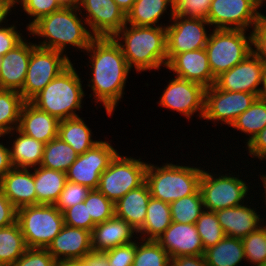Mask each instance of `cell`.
I'll list each match as a JSON object with an SVG mask.
<instances>
[{"label":"cell","instance_id":"b9f144b4","mask_svg":"<svg viewBox=\"0 0 266 266\" xmlns=\"http://www.w3.org/2000/svg\"><path fill=\"white\" fill-rule=\"evenodd\" d=\"M17 5H21L23 11L32 17L26 26L28 28L36 22L39 18L58 11L65 6L62 0H20Z\"/></svg>","mask_w":266,"mask_h":266},{"label":"cell","instance_id":"2e32d148","mask_svg":"<svg viewBox=\"0 0 266 266\" xmlns=\"http://www.w3.org/2000/svg\"><path fill=\"white\" fill-rule=\"evenodd\" d=\"M77 6L82 15L87 12L84 19L95 37H113L126 24V14L114 0H79Z\"/></svg>","mask_w":266,"mask_h":266},{"label":"cell","instance_id":"60d3db41","mask_svg":"<svg viewBox=\"0 0 266 266\" xmlns=\"http://www.w3.org/2000/svg\"><path fill=\"white\" fill-rule=\"evenodd\" d=\"M84 202L88 204L89 215L94 225L115 216V203L107 199L98 189H92Z\"/></svg>","mask_w":266,"mask_h":266},{"label":"cell","instance_id":"3957f363","mask_svg":"<svg viewBox=\"0 0 266 266\" xmlns=\"http://www.w3.org/2000/svg\"><path fill=\"white\" fill-rule=\"evenodd\" d=\"M113 39L121 47L130 69L142 73L166 67V27L125 24Z\"/></svg>","mask_w":266,"mask_h":266},{"label":"cell","instance_id":"1f68e13d","mask_svg":"<svg viewBox=\"0 0 266 266\" xmlns=\"http://www.w3.org/2000/svg\"><path fill=\"white\" fill-rule=\"evenodd\" d=\"M204 257L207 266H238L246 261L242 240L229 236L205 249Z\"/></svg>","mask_w":266,"mask_h":266},{"label":"cell","instance_id":"d4e9b609","mask_svg":"<svg viewBox=\"0 0 266 266\" xmlns=\"http://www.w3.org/2000/svg\"><path fill=\"white\" fill-rule=\"evenodd\" d=\"M137 231L125 220L116 216L94 226L91 232L94 252H105L138 239ZM135 237V238H134Z\"/></svg>","mask_w":266,"mask_h":266},{"label":"cell","instance_id":"ffe728a7","mask_svg":"<svg viewBox=\"0 0 266 266\" xmlns=\"http://www.w3.org/2000/svg\"><path fill=\"white\" fill-rule=\"evenodd\" d=\"M36 43L24 39L1 57L0 89L20 91L24 85L32 50Z\"/></svg>","mask_w":266,"mask_h":266},{"label":"cell","instance_id":"4dcf8cb0","mask_svg":"<svg viewBox=\"0 0 266 266\" xmlns=\"http://www.w3.org/2000/svg\"><path fill=\"white\" fill-rule=\"evenodd\" d=\"M171 223L170 204L151 196L147 206L145 222L137 231V236L140 233L141 239L156 241Z\"/></svg>","mask_w":266,"mask_h":266},{"label":"cell","instance_id":"be15d7a7","mask_svg":"<svg viewBox=\"0 0 266 266\" xmlns=\"http://www.w3.org/2000/svg\"><path fill=\"white\" fill-rule=\"evenodd\" d=\"M254 2H256L260 7H262L263 3L265 6L266 0H253Z\"/></svg>","mask_w":266,"mask_h":266},{"label":"cell","instance_id":"ab89813d","mask_svg":"<svg viewBox=\"0 0 266 266\" xmlns=\"http://www.w3.org/2000/svg\"><path fill=\"white\" fill-rule=\"evenodd\" d=\"M195 225L204 249L216 245L225 237L217 215L213 211L204 210Z\"/></svg>","mask_w":266,"mask_h":266},{"label":"cell","instance_id":"74e56055","mask_svg":"<svg viewBox=\"0 0 266 266\" xmlns=\"http://www.w3.org/2000/svg\"><path fill=\"white\" fill-rule=\"evenodd\" d=\"M170 260L168 253L157 241L143 240L138 236L133 266H170Z\"/></svg>","mask_w":266,"mask_h":266},{"label":"cell","instance_id":"8fae6325","mask_svg":"<svg viewBox=\"0 0 266 266\" xmlns=\"http://www.w3.org/2000/svg\"><path fill=\"white\" fill-rule=\"evenodd\" d=\"M259 8L253 0H212L206 20L213 29L249 31L263 14Z\"/></svg>","mask_w":266,"mask_h":266},{"label":"cell","instance_id":"4316f807","mask_svg":"<svg viewBox=\"0 0 266 266\" xmlns=\"http://www.w3.org/2000/svg\"><path fill=\"white\" fill-rule=\"evenodd\" d=\"M8 134V137L15 138L9 147L13 167L32 169L41 165L45 146L43 142L23 134L17 128Z\"/></svg>","mask_w":266,"mask_h":266},{"label":"cell","instance_id":"9a60e30c","mask_svg":"<svg viewBox=\"0 0 266 266\" xmlns=\"http://www.w3.org/2000/svg\"><path fill=\"white\" fill-rule=\"evenodd\" d=\"M205 90L199 83L175 77L169 80L157 103L183 114L189 120L196 113L201 119L204 115Z\"/></svg>","mask_w":266,"mask_h":266},{"label":"cell","instance_id":"6f0895ef","mask_svg":"<svg viewBox=\"0 0 266 266\" xmlns=\"http://www.w3.org/2000/svg\"><path fill=\"white\" fill-rule=\"evenodd\" d=\"M114 1L124 11L126 15L132 9L133 4L135 2V0H114Z\"/></svg>","mask_w":266,"mask_h":266},{"label":"cell","instance_id":"bcb514c9","mask_svg":"<svg viewBox=\"0 0 266 266\" xmlns=\"http://www.w3.org/2000/svg\"><path fill=\"white\" fill-rule=\"evenodd\" d=\"M109 266H133L136 253V240L103 252Z\"/></svg>","mask_w":266,"mask_h":266},{"label":"cell","instance_id":"83f0119b","mask_svg":"<svg viewBox=\"0 0 266 266\" xmlns=\"http://www.w3.org/2000/svg\"><path fill=\"white\" fill-rule=\"evenodd\" d=\"M174 0H135L132 9L126 15V24L133 26L166 27L167 23L159 24L162 16L170 7V20L174 16ZM165 12V13H164ZM158 23V24H157Z\"/></svg>","mask_w":266,"mask_h":266},{"label":"cell","instance_id":"816d5d0a","mask_svg":"<svg viewBox=\"0 0 266 266\" xmlns=\"http://www.w3.org/2000/svg\"><path fill=\"white\" fill-rule=\"evenodd\" d=\"M245 145H247L248 156L258 158L260 161L266 160V127Z\"/></svg>","mask_w":266,"mask_h":266},{"label":"cell","instance_id":"f546056e","mask_svg":"<svg viewBox=\"0 0 266 266\" xmlns=\"http://www.w3.org/2000/svg\"><path fill=\"white\" fill-rule=\"evenodd\" d=\"M34 169L37 204H55L67 180L66 173L38 166Z\"/></svg>","mask_w":266,"mask_h":266},{"label":"cell","instance_id":"6da1fadb","mask_svg":"<svg viewBox=\"0 0 266 266\" xmlns=\"http://www.w3.org/2000/svg\"><path fill=\"white\" fill-rule=\"evenodd\" d=\"M85 53L89 56L88 67L91 66L89 69L92 75L87 86L91 88L93 95L90 93L89 97L93 96L96 106L101 102L110 117L119 100L124 97L131 69L113 37H95Z\"/></svg>","mask_w":266,"mask_h":266},{"label":"cell","instance_id":"11a10c76","mask_svg":"<svg viewBox=\"0 0 266 266\" xmlns=\"http://www.w3.org/2000/svg\"><path fill=\"white\" fill-rule=\"evenodd\" d=\"M82 266H109V264L103 252L92 251L84 256Z\"/></svg>","mask_w":266,"mask_h":266},{"label":"cell","instance_id":"e575fe53","mask_svg":"<svg viewBox=\"0 0 266 266\" xmlns=\"http://www.w3.org/2000/svg\"><path fill=\"white\" fill-rule=\"evenodd\" d=\"M24 103L18 91L0 89V134L8 135L9 132L18 128Z\"/></svg>","mask_w":266,"mask_h":266},{"label":"cell","instance_id":"9f6ffc18","mask_svg":"<svg viewBox=\"0 0 266 266\" xmlns=\"http://www.w3.org/2000/svg\"><path fill=\"white\" fill-rule=\"evenodd\" d=\"M14 7L12 0H0V27L8 22L7 17L10 16V12ZM4 23V24H2Z\"/></svg>","mask_w":266,"mask_h":266},{"label":"cell","instance_id":"7c38bea8","mask_svg":"<svg viewBox=\"0 0 266 266\" xmlns=\"http://www.w3.org/2000/svg\"><path fill=\"white\" fill-rule=\"evenodd\" d=\"M171 22V24H170ZM166 25L167 62L176 54L205 48L211 27L206 19L175 15Z\"/></svg>","mask_w":266,"mask_h":266},{"label":"cell","instance_id":"d6986e66","mask_svg":"<svg viewBox=\"0 0 266 266\" xmlns=\"http://www.w3.org/2000/svg\"><path fill=\"white\" fill-rule=\"evenodd\" d=\"M175 77L196 82L205 88L214 85L213 76L205 48L174 55L166 65Z\"/></svg>","mask_w":266,"mask_h":266},{"label":"cell","instance_id":"7402d4cb","mask_svg":"<svg viewBox=\"0 0 266 266\" xmlns=\"http://www.w3.org/2000/svg\"><path fill=\"white\" fill-rule=\"evenodd\" d=\"M247 204L248 202L215 212L225 236L242 239L264 225L265 219L261 218V214H258L254 206L252 208Z\"/></svg>","mask_w":266,"mask_h":266},{"label":"cell","instance_id":"5b68a950","mask_svg":"<svg viewBox=\"0 0 266 266\" xmlns=\"http://www.w3.org/2000/svg\"><path fill=\"white\" fill-rule=\"evenodd\" d=\"M203 168L163 163L162 166L148 162L145 182L153 198L171 203L192 195L199 189Z\"/></svg>","mask_w":266,"mask_h":266},{"label":"cell","instance_id":"ee69618b","mask_svg":"<svg viewBox=\"0 0 266 266\" xmlns=\"http://www.w3.org/2000/svg\"><path fill=\"white\" fill-rule=\"evenodd\" d=\"M212 0H174L173 13L182 17L207 19Z\"/></svg>","mask_w":266,"mask_h":266},{"label":"cell","instance_id":"8d00e7d4","mask_svg":"<svg viewBox=\"0 0 266 266\" xmlns=\"http://www.w3.org/2000/svg\"><path fill=\"white\" fill-rule=\"evenodd\" d=\"M170 209L172 222L195 224L205 210L200 189L192 195L171 202Z\"/></svg>","mask_w":266,"mask_h":266},{"label":"cell","instance_id":"5bb4252c","mask_svg":"<svg viewBox=\"0 0 266 266\" xmlns=\"http://www.w3.org/2000/svg\"><path fill=\"white\" fill-rule=\"evenodd\" d=\"M117 151L109 141L100 140L93 148L78 155L66 172L67 180L87 186L91 190L97 189L101 174L119 153Z\"/></svg>","mask_w":266,"mask_h":266},{"label":"cell","instance_id":"8992f818","mask_svg":"<svg viewBox=\"0 0 266 266\" xmlns=\"http://www.w3.org/2000/svg\"><path fill=\"white\" fill-rule=\"evenodd\" d=\"M247 30L213 29L205 50L216 78L252 53V36ZM247 34V35H246Z\"/></svg>","mask_w":266,"mask_h":266},{"label":"cell","instance_id":"f6af8a7d","mask_svg":"<svg viewBox=\"0 0 266 266\" xmlns=\"http://www.w3.org/2000/svg\"><path fill=\"white\" fill-rule=\"evenodd\" d=\"M64 224L82 228L92 232L94 228L93 220L89 215L88 204L85 202L77 203L63 212Z\"/></svg>","mask_w":266,"mask_h":266},{"label":"cell","instance_id":"e0dca14e","mask_svg":"<svg viewBox=\"0 0 266 266\" xmlns=\"http://www.w3.org/2000/svg\"><path fill=\"white\" fill-rule=\"evenodd\" d=\"M265 63L253 52L230 70L221 73L214 85L224 91L258 94L262 85Z\"/></svg>","mask_w":266,"mask_h":266},{"label":"cell","instance_id":"9c48e42d","mask_svg":"<svg viewBox=\"0 0 266 266\" xmlns=\"http://www.w3.org/2000/svg\"><path fill=\"white\" fill-rule=\"evenodd\" d=\"M119 153L101 174L98 190L114 203L145 182L148 162Z\"/></svg>","mask_w":266,"mask_h":266},{"label":"cell","instance_id":"e7e4bbea","mask_svg":"<svg viewBox=\"0 0 266 266\" xmlns=\"http://www.w3.org/2000/svg\"><path fill=\"white\" fill-rule=\"evenodd\" d=\"M20 0H12V3H13V5H14V7H15V5H16V3H18Z\"/></svg>","mask_w":266,"mask_h":266},{"label":"cell","instance_id":"f5cc1de1","mask_svg":"<svg viewBox=\"0 0 266 266\" xmlns=\"http://www.w3.org/2000/svg\"><path fill=\"white\" fill-rule=\"evenodd\" d=\"M171 266H207L204 255L180 256L170 260Z\"/></svg>","mask_w":266,"mask_h":266},{"label":"cell","instance_id":"d6a6232c","mask_svg":"<svg viewBox=\"0 0 266 266\" xmlns=\"http://www.w3.org/2000/svg\"><path fill=\"white\" fill-rule=\"evenodd\" d=\"M27 249L18 222L0 228V266H12Z\"/></svg>","mask_w":266,"mask_h":266},{"label":"cell","instance_id":"91938a15","mask_svg":"<svg viewBox=\"0 0 266 266\" xmlns=\"http://www.w3.org/2000/svg\"><path fill=\"white\" fill-rule=\"evenodd\" d=\"M258 97L260 99H263L266 102V66H265L264 71H263L262 85H261V89H260V92L258 94Z\"/></svg>","mask_w":266,"mask_h":266},{"label":"cell","instance_id":"f35d334b","mask_svg":"<svg viewBox=\"0 0 266 266\" xmlns=\"http://www.w3.org/2000/svg\"><path fill=\"white\" fill-rule=\"evenodd\" d=\"M266 223L257 231L242 238L245 260L251 266L266 264Z\"/></svg>","mask_w":266,"mask_h":266},{"label":"cell","instance_id":"f907efd6","mask_svg":"<svg viewBox=\"0 0 266 266\" xmlns=\"http://www.w3.org/2000/svg\"><path fill=\"white\" fill-rule=\"evenodd\" d=\"M17 222V208L9 201L0 189V228Z\"/></svg>","mask_w":266,"mask_h":266},{"label":"cell","instance_id":"f1b7e54d","mask_svg":"<svg viewBox=\"0 0 266 266\" xmlns=\"http://www.w3.org/2000/svg\"><path fill=\"white\" fill-rule=\"evenodd\" d=\"M58 137L69 144L78 155L100 142L93 140L91 128L80 116L61 120L58 126Z\"/></svg>","mask_w":266,"mask_h":266},{"label":"cell","instance_id":"d590c367","mask_svg":"<svg viewBox=\"0 0 266 266\" xmlns=\"http://www.w3.org/2000/svg\"><path fill=\"white\" fill-rule=\"evenodd\" d=\"M231 127L248 135L246 144L250 142L266 127V102L257 97L252 105L237 117Z\"/></svg>","mask_w":266,"mask_h":266},{"label":"cell","instance_id":"cb8c5ba5","mask_svg":"<svg viewBox=\"0 0 266 266\" xmlns=\"http://www.w3.org/2000/svg\"><path fill=\"white\" fill-rule=\"evenodd\" d=\"M59 120L38 109L31 102H25L20 112L18 130L23 134L47 144L58 137Z\"/></svg>","mask_w":266,"mask_h":266},{"label":"cell","instance_id":"ac0fdd59","mask_svg":"<svg viewBox=\"0 0 266 266\" xmlns=\"http://www.w3.org/2000/svg\"><path fill=\"white\" fill-rule=\"evenodd\" d=\"M170 259L180 256L204 255L205 249L195 224L172 222L156 240Z\"/></svg>","mask_w":266,"mask_h":266},{"label":"cell","instance_id":"681fc988","mask_svg":"<svg viewBox=\"0 0 266 266\" xmlns=\"http://www.w3.org/2000/svg\"><path fill=\"white\" fill-rule=\"evenodd\" d=\"M7 25L0 27V57L14 49L25 39L15 23L10 25L7 22Z\"/></svg>","mask_w":266,"mask_h":266},{"label":"cell","instance_id":"03108f58","mask_svg":"<svg viewBox=\"0 0 266 266\" xmlns=\"http://www.w3.org/2000/svg\"><path fill=\"white\" fill-rule=\"evenodd\" d=\"M260 176L266 181V174H264V175L263 174L262 175L260 174Z\"/></svg>","mask_w":266,"mask_h":266},{"label":"cell","instance_id":"7dc6e473","mask_svg":"<svg viewBox=\"0 0 266 266\" xmlns=\"http://www.w3.org/2000/svg\"><path fill=\"white\" fill-rule=\"evenodd\" d=\"M55 263L46 249L28 248L12 266H55Z\"/></svg>","mask_w":266,"mask_h":266},{"label":"cell","instance_id":"603a6c76","mask_svg":"<svg viewBox=\"0 0 266 266\" xmlns=\"http://www.w3.org/2000/svg\"><path fill=\"white\" fill-rule=\"evenodd\" d=\"M33 169L13 167L0 178V189L17 208L37 205Z\"/></svg>","mask_w":266,"mask_h":266},{"label":"cell","instance_id":"44dd1931","mask_svg":"<svg viewBox=\"0 0 266 266\" xmlns=\"http://www.w3.org/2000/svg\"><path fill=\"white\" fill-rule=\"evenodd\" d=\"M46 250L56 261L83 259L93 251L91 232L64 224Z\"/></svg>","mask_w":266,"mask_h":266},{"label":"cell","instance_id":"277c9868","mask_svg":"<svg viewBox=\"0 0 266 266\" xmlns=\"http://www.w3.org/2000/svg\"><path fill=\"white\" fill-rule=\"evenodd\" d=\"M76 68L71 62L49 82L30 102L59 121L79 117L86 96Z\"/></svg>","mask_w":266,"mask_h":266},{"label":"cell","instance_id":"ba28073f","mask_svg":"<svg viewBox=\"0 0 266 266\" xmlns=\"http://www.w3.org/2000/svg\"><path fill=\"white\" fill-rule=\"evenodd\" d=\"M229 174V175H228ZM215 174L203 169L199 189L202 195L204 208L207 211L216 212L229 207L245 204V199H250L248 185L243 179H239V174L229 173ZM236 176V177H235ZM249 186V187H248Z\"/></svg>","mask_w":266,"mask_h":266},{"label":"cell","instance_id":"4fadbf2b","mask_svg":"<svg viewBox=\"0 0 266 266\" xmlns=\"http://www.w3.org/2000/svg\"><path fill=\"white\" fill-rule=\"evenodd\" d=\"M257 96L248 92H231L218 89L215 85L205 90L203 119L215 124H227L228 127L235 122L237 117L245 112Z\"/></svg>","mask_w":266,"mask_h":266},{"label":"cell","instance_id":"c3c4849f","mask_svg":"<svg viewBox=\"0 0 266 266\" xmlns=\"http://www.w3.org/2000/svg\"><path fill=\"white\" fill-rule=\"evenodd\" d=\"M252 52L266 65V15L262 14L251 31Z\"/></svg>","mask_w":266,"mask_h":266},{"label":"cell","instance_id":"7bdbcfd3","mask_svg":"<svg viewBox=\"0 0 266 266\" xmlns=\"http://www.w3.org/2000/svg\"><path fill=\"white\" fill-rule=\"evenodd\" d=\"M90 191L91 189L87 186L66 180L64 189L54 205L63 213L75 204L84 202Z\"/></svg>","mask_w":266,"mask_h":266},{"label":"cell","instance_id":"6125c7cd","mask_svg":"<svg viewBox=\"0 0 266 266\" xmlns=\"http://www.w3.org/2000/svg\"><path fill=\"white\" fill-rule=\"evenodd\" d=\"M65 5H78L79 0H62Z\"/></svg>","mask_w":266,"mask_h":266},{"label":"cell","instance_id":"484cf974","mask_svg":"<svg viewBox=\"0 0 266 266\" xmlns=\"http://www.w3.org/2000/svg\"><path fill=\"white\" fill-rule=\"evenodd\" d=\"M150 198L148 185L144 182L115 202V216L125 220L138 231L145 222Z\"/></svg>","mask_w":266,"mask_h":266},{"label":"cell","instance_id":"30bf717a","mask_svg":"<svg viewBox=\"0 0 266 266\" xmlns=\"http://www.w3.org/2000/svg\"><path fill=\"white\" fill-rule=\"evenodd\" d=\"M70 63L65 54L36 46L31 52L26 79L19 91L24 101L30 102Z\"/></svg>","mask_w":266,"mask_h":266},{"label":"cell","instance_id":"680465c9","mask_svg":"<svg viewBox=\"0 0 266 266\" xmlns=\"http://www.w3.org/2000/svg\"><path fill=\"white\" fill-rule=\"evenodd\" d=\"M55 266H82V259L56 261Z\"/></svg>","mask_w":266,"mask_h":266},{"label":"cell","instance_id":"52a82bcc","mask_svg":"<svg viewBox=\"0 0 266 266\" xmlns=\"http://www.w3.org/2000/svg\"><path fill=\"white\" fill-rule=\"evenodd\" d=\"M17 222L28 248L46 249L64 226V217L54 204H37L17 209Z\"/></svg>","mask_w":266,"mask_h":266},{"label":"cell","instance_id":"94428289","mask_svg":"<svg viewBox=\"0 0 266 266\" xmlns=\"http://www.w3.org/2000/svg\"><path fill=\"white\" fill-rule=\"evenodd\" d=\"M259 177H260L261 182L263 183V184H259V186H260V185H263V186H262V187L264 188V192H263V194H265V195H264L265 200H264L263 202H265V205H266V181H265L261 176L258 175V178H259Z\"/></svg>","mask_w":266,"mask_h":266},{"label":"cell","instance_id":"db71d44e","mask_svg":"<svg viewBox=\"0 0 266 266\" xmlns=\"http://www.w3.org/2000/svg\"><path fill=\"white\" fill-rule=\"evenodd\" d=\"M6 135L0 134V137ZM1 142V141H0ZM13 168L10 158L9 145L0 143V178Z\"/></svg>","mask_w":266,"mask_h":266},{"label":"cell","instance_id":"836d02e7","mask_svg":"<svg viewBox=\"0 0 266 266\" xmlns=\"http://www.w3.org/2000/svg\"><path fill=\"white\" fill-rule=\"evenodd\" d=\"M77 157L78 154L69 144L56 137L45 144L40 166L66 173Z\"/></svg>","mask_w":266,"mask_h":266},{"label":"cell","instance_id":"7a4b0ae2","mask_svg":"<svg viewBox=\"0 0 266 266\" xmlns=\"http://www.w3.org/2000/svg\"><path fill=\"white\" fill-rule=\"evenodd\" d=\"M83 17H81V16ZM77 5H65L58 11L45 15L34 22L29 28L30 37L39 39L36 46L61 52L72 46L84 53L95 36L87 28V22ZM81 17V18H80ZM86 25V26H85ZM65 52V53H64Z\"/></svg>","mask_w":266,"mask_h":266}]
</instances>
